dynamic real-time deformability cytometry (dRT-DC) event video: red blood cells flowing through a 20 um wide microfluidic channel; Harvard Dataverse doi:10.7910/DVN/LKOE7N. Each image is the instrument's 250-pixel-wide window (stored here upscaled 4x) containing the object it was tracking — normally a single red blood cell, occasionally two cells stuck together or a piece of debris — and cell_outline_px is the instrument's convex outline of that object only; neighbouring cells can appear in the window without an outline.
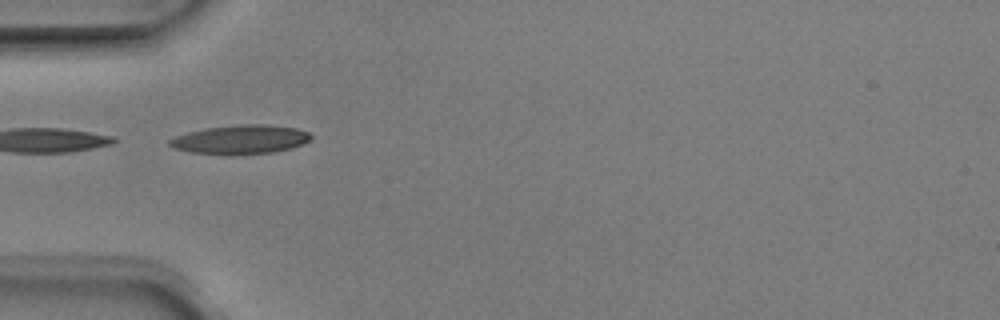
{"species": "Egyptian fruit bat (a non-hibernating species)", "species_latin": "Rousettus aegyptiacus", "temperature_condition": "room temperature", "stored_images_in_passage": 6, "camera_frame_rate_fps": 3000, "um_per_image_px": 0.085, "animal": {"sex": "male"}, "frame": {"image": 1, "passage_image": 5, "time_ms": 1.333, "image_size_px": [1000, 320], "cell_outline_px": [[312, 136], [304, 144], [292, 148], [272, 152], [232, 156], [224, 156], [188, 152], [172, 148], [168, 144], [168, 140], [176, 136], [188, 132], [204, 128], [248, 124], [264, 124], [296, 128], [308, 132]], "centroid_in_image_um": [20.39, 11.88], "position_along_channel_um": 64.6, "area_um2": 24.28}}
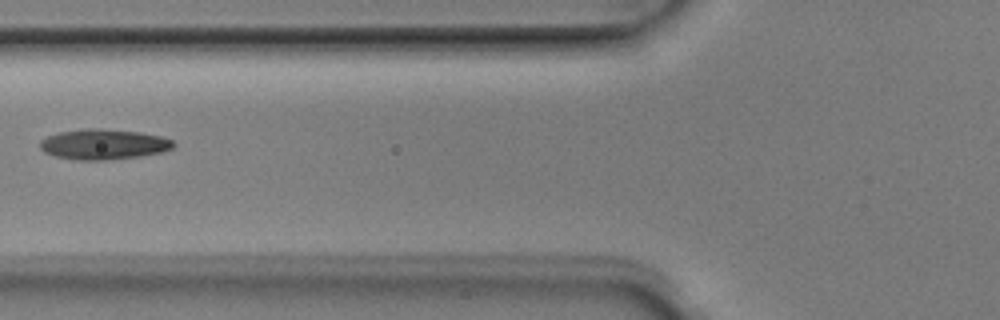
{"frame": {"image": 2, "passage_image": 6, "time_ms": 1.667, "image_size_px": [1000, 320], "cell_outline_px": [[176, 144], [172, 148], [160, 152], [140, 156], [108, 160], [76, 160], [56, 156], [44, 152], [40, 148], [40, 140], [48, 136], [60, 132], [88, 128], [96, 128], [140, 132], [160, 136], [172, 140]], "centroid_in_image_um": [8.79, 12.27], "position_along_channel_um": 117.0, "area_um2": 23.47}}